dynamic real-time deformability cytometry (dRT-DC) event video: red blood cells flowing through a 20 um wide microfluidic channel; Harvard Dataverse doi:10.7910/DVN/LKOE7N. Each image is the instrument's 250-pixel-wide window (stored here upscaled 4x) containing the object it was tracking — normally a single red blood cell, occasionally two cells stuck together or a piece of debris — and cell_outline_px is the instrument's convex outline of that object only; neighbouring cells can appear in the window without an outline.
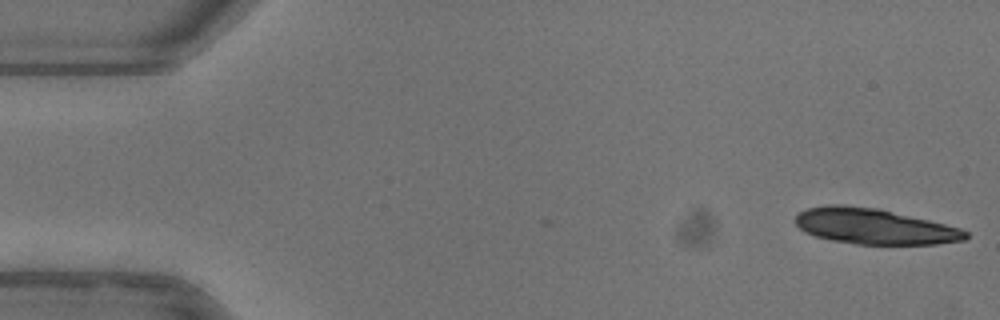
{"species": "common noctule bat (a hibernating species)", "species_latin": "Nyctalus noctula", "temperature_condition": "warm", "stored_images_in_passage": 42, "camera_frame_rate_fps": 3000, "um_per_image_px": 0.085, "animal": {"sex": "female"}, "frame": {"image": 1, "passage_image": 1, "time_ms": 0.0, "image_size_px": [1000, 320], "cell_outline_px": [[968, 236], [964, 240], [936, 244], [856, 244], [832, 240], [816, 236], [804, 232], [796, 224], [796, 212], [808, 208], [828, 204], [844, 204], [880, 208], [960, 228], [968, 232]], "centroid_in_image_um": [74.28, 19.23], "position_along_channel_um": 10.7, "area_um2": 35.37}}
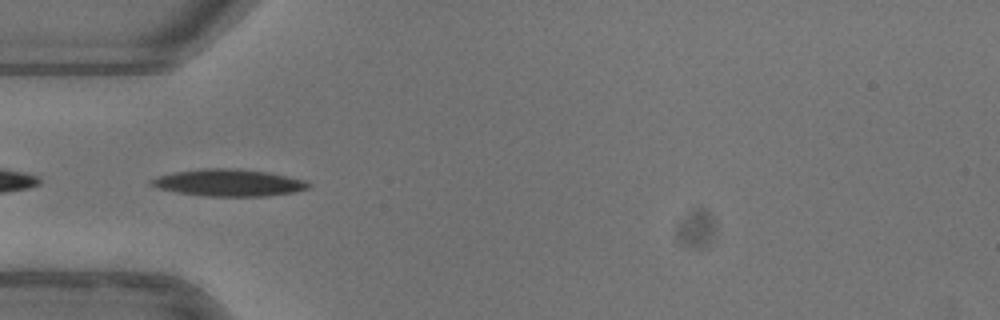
{"frame": {"image": 2, "passage_image": 16, "time_ms": 5.0, "image_size_px": [1000, 320], "cell_outline_px": [[312, 184], [308, 188], [292, 192], [264, 196], [204, 196], [176, 192], [160, 188], [148, 184], [148, 180], [156, 176], [176, 172], [204, 168], [236, 168], [268, 172], [304, 180]], "centroid_in_image_um": [19.4, 15.52], "position_along_channel_um": 65.6, "area_um2": 24.62}, "authors_computed_cell_mechanics": {"area_um2": 24.3338, "velocity_mm_per_s": 3.9746, "shape_relaxation_time_tau1_ms": 3.3636, "shape_relaxation_time_tau2_ms": 2.1246, "deformation_change_tau1": 0.1852, "deformation_change_tau2": 0.0959}}